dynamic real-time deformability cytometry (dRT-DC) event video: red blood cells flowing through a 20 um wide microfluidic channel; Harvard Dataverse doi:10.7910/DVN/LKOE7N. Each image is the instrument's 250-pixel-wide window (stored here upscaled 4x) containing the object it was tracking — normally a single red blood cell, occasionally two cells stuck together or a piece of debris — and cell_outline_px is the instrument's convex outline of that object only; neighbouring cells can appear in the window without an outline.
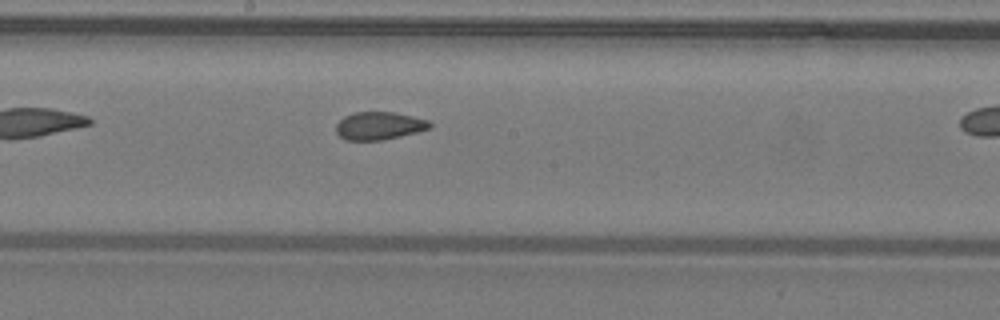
{"species": "common noctule bat (a hibernating species)", "species_latin": "Nyctalus noctula", "temperature_condition": "warm", "stored_images_in_passage": 24, "camera_frame_rate_fps": 3000, "um_per_image_px": 0.085, "animal": {"sex": "male", "body_mass_g": 19.2, "forearm_length_mm": 51.8}, "frame": {"image": 1, "passage_image": 11, "time_ms": 3.333, "image_size_px": [1000, 320], "cell_outline_px": [[432, 128], [384, 140], [344, 140], [336, 132], [336, 124], [344, 116], [356, 112], [392, 112], [412, 116], [428, 120], [432, 124]], "centroid_in_image_um": [32.22, 10.69], "position_along_channel_um": 216.0, "area_um2": 15.2}}
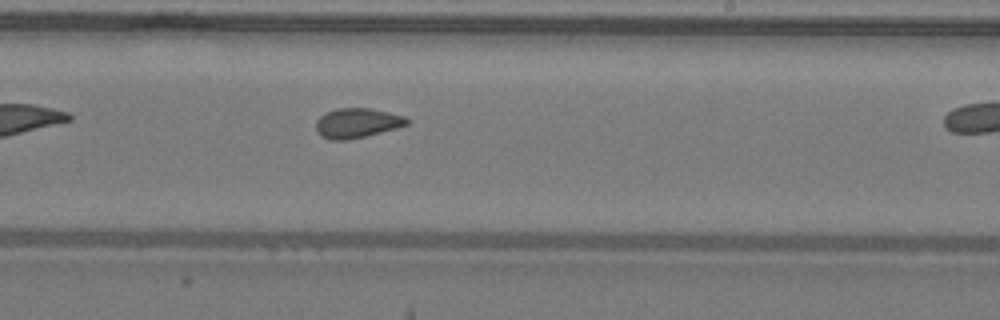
{"frame": {"image": 2, "passage_image": 14, "time_ms": 4.333, "image_size_px": [1000, 320], "cell_outline_px": [[408, 124], [396, 128], [364, 136], [344, 140], [332, 140], [320, 136], [316, 132], [316, 120], [320, 116], [336, 108], [372, 108], [404, 116], [408, 120]], "centroid_in_image_um": [30.31, 10.45], "position_along_channel_um": 258.7, "area_um2": 15.61}}
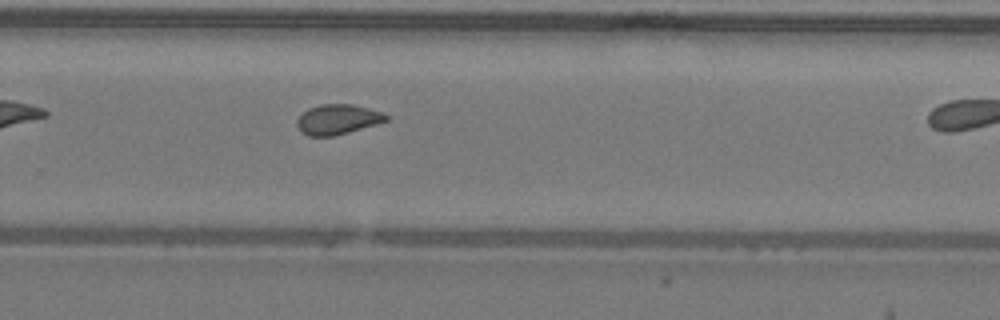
{"frame": {"image": 3, "passage_image": 17, "time_ms": 5.333, "image_size_px": [1000, 320], "cell_outline_px": [[388, 120], [376, 124], [348, 132], [332, 136], [308, 136], [300, 132], [296, 124], [296, 120], [308, 108], [320, 104], [352, 104], [384, 112], [388, 116]], "centroid_in_image_um": [28.68, 10.14], "position_along_channel_um": 301.1, "area_um2": 15.61}}